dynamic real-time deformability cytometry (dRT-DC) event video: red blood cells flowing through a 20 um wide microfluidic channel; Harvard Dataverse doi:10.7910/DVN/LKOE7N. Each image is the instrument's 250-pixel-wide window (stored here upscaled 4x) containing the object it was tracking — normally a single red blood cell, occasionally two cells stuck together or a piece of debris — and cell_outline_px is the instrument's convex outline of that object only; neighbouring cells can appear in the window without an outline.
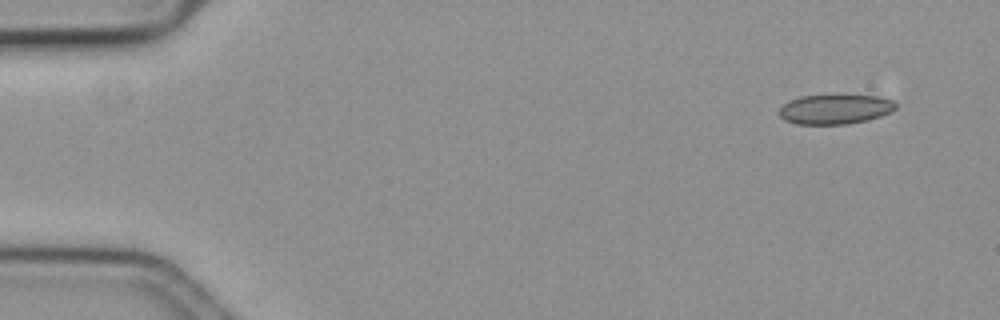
{"species": "common noctule bat (a hibernating species)", "species_latin": "Nyctalus noctula", "temperature_condition": "cold", "stored_images_in_passage": 15, "camera_frame_rate_fps": 3000, "um_per_image_px": 0.085, "animal": {"sex": "female", "body_mass_g": 19.3, "forearm_length_mm": 54.1}, "frame": {"image": 1, "passage_image": 1, "time_ms": 0.0, "image_size_px": [1000, 320], "cell_outline_px": [[896, 108], [892, 112], [868, 120], [848, 124], [796, 124], [784, 120], [780, 116], [780, 108], [788, 100], [800, 96], [876, 96], [892, 100], [896, 104]], "centroid_in_image_um": [70.98, 9.3], "position_along_channel_um": 14.0, "area_um2": 20.0}}
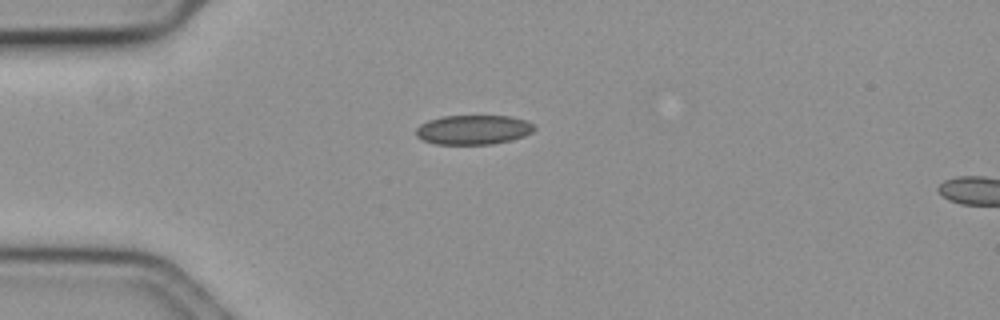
{"frame": {"image": 2, "passage_image": 12, "time_ms": 3.667, "image_size_px": [1000, 320], "cell_outline_px": [[536, 128], [532, 132], [524, 136], [512, 140], [492, 144], [436, 144], [420, 140], [416, 136], [416, 128], [420, 124], [428, 120], [444, 116], [512, 116], [528, 120], [536, 124]], "centroid_in_image_um": [40.26, 11.02], "position_along_channel_um": 44.7, "area_um2": 20.63}}